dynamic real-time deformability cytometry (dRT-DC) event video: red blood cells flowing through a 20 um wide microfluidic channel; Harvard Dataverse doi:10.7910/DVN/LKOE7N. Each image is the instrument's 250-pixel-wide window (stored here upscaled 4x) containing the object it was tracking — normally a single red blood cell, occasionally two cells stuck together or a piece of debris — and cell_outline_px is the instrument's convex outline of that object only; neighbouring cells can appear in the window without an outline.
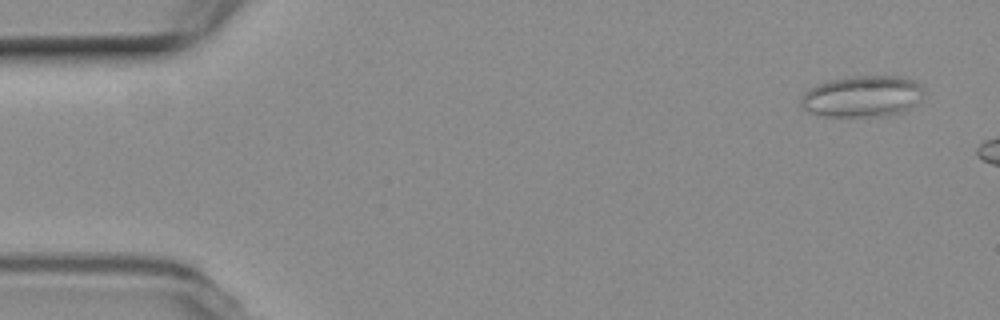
{"species": "common noctule bat (a hibernating species)", "species_latin": "Nyctalus noctula", "temperature_condition": "room temperature", "stored_images_in_passage": 3, "camera_frame_rate_fps": 3000, "um_per_image_px": 0.085, "animal": {"sex": "female", "body_mass_g": 19.3, "forearm_length_mm": 54.1}, "frame": {"image": 1, "passage_image": 1, "time_ms": 0.0, "image_size_px": [1000, 320], "cell_outline_px": [[924, 96], [916, 104], [900, 112], [884, 116], [824, 116], [808, 112], [800, 104], [800, 96], [808, 88], [824, 80], [848, 76], [904, 76], [916, 80], [924, 88]], "centroid_in_image_um": [73.29, 8.16], "position_along_channel_um": 11.7, "area_um2": 30.23}}